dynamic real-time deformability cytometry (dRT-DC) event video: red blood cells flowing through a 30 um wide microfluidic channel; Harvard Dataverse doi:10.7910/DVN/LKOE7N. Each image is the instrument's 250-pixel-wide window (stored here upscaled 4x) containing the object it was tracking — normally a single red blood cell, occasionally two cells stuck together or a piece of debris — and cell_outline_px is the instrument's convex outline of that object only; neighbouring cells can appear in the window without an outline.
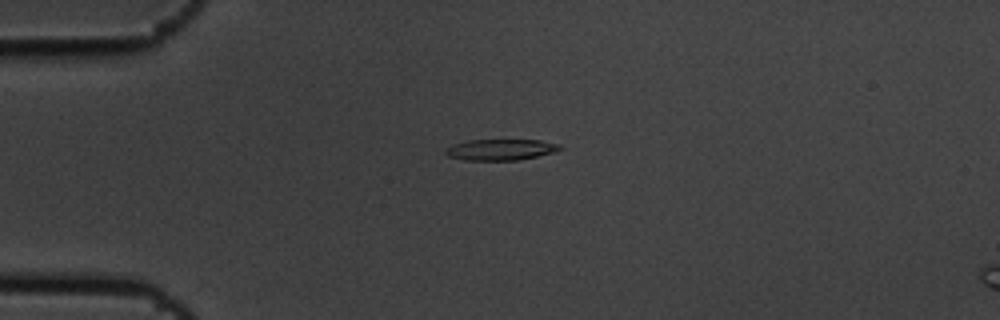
{"species": "common noctule bat (a hibernating species)", "species_latin": "Nyctalus noctula", "temperature_condition": "cold", "stored_images_in_passage": 3, "camera_frame_rate_fps": 3000, "um_per_image_px": 0.085, "animal": {"sex": "male", "body_mass_g": 19.5, "forearm_length_mm": 54.6}, "frame": {"image": 1, "passage_image": 1, "time_ms": 0.0, "image_size_px": [1000, 320], "cell_outline_px": [[564, 148], [556, 152], [516, 160], [464, 160], [448, 156], [444, 152], [452, 144], [468, 140], [540, 140], [560, 144]], "centroid_in_image_um": [42.58, 12.71], "position_along_channel_um": 42.4, "area_um2": 14.05}}